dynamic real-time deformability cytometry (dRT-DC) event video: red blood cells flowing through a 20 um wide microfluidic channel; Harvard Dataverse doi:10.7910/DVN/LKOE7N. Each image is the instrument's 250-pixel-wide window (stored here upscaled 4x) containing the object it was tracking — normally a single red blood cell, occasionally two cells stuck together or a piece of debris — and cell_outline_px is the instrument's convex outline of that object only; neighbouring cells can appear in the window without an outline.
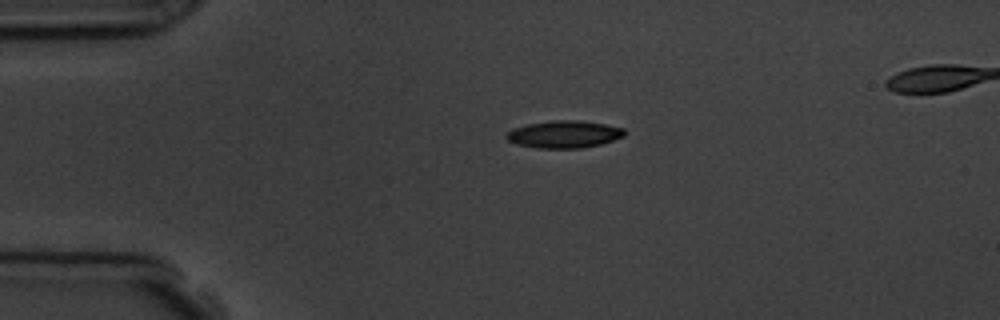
{"species": "common noctule bat (a hibernating species)", "species_latin": "Nyctalus noctula", "temperature_condition": "room temperature", "stored_images_in_passage": 3, "segment_of_instrument_passage": [1, 2], "camera_frame_rate_fps": 3000, "um_per_image_px": 0.085, "animal": {"sex": "male", "body_mass_g": 19.5, "forearm_length_mm": 54.6}, "frame": {"image": 1, "passage_image": 1, "time_ms": 0.0, "image_size_px": [1000, 320], "cell_outline_px": [[624, 136], [600, 144], [580, 148], [536, 148], [516, 144], [508, 140], [504, 136], [512, 128], [528, 124], [552, 120], [580, 120], [604, 124], [624, 128]], "centroid_in_image_um": [47.91, 11.41], "position_along_channel_um": 37.1, "area_um2": 18.73}}